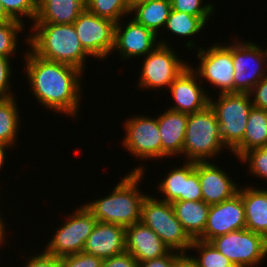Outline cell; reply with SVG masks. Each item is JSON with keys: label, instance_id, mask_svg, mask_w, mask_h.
I'll list each match as a JSON object with an SVG mask.
<instances>
[{"label": "cell", "instance_id": "6da1fadb", "mask_svg": "<svg viewBox=\"0 0 267 267\" xmlns=\"http://www.w3.org/2000/svg\"><path fill=\"white\" fill-rule=\"evenodd\" d=\"M30 91L45 108L75 119L81 103L83 72L68 64L49 61L28 50L24 54Z\"/></svg>", "mask_w": 267, "mask_h": 267}, {"label": "cell", "instance_id": "7a4b0ae2", "mask_svg": "<svg viewBox=\"0 0 267 267\" xmlns=\"http://www.w3.org/2000/svg\"><path fill=\"white\" fill-rule=\"evenodd\" d=\"M143 166H137L123 176L107 197L84 204L100 222L129 227L141 221V206L147 194L140 190Z\"/></svg>", "mask_w": 267, "mask_h": 267}, {"label": "cell", "instance_id": "3957f363", "mask_svg": "<svg viewBox=\"0 0 267 267\" xmlns=\"http://www.w3.org/2000/svg\"><path fill=\"white\" fill-rule=\"evenodd\" d=\"M31 31L25 42L34 54L85 70L90 55L82 47L73 24L34 23Z\"/></svg>", "mask_w": 267, "mask_h": 267}, {"label": "cell", "instance_id": "277c9868", "mask_svg": "<svg viewBox=\"0 0 267 267\" xmlns=\"http://www.w3.org/2000/svg\"><path fill=\"white\" fill-rule=\"evenodd\" d=\"M224 148L227 149L222 142L220 125L210 105L202 111L189 114L183 143L186 161L207 162L221 154Z\"/></svg>", "mask_w": 267, "mask_h": 267}, {"label": "cell", "instance_id": "5b68a950", "mask_svg": "<svg viewBox=\"0 0 267 267\" xmlns=\"http://www.w3.org/2000/svg\"><path fill=\"white\" fill-rule=\"evenodd\" d=\"M215 99V100H214ZM209 97L221 129V138L232 152L243 140L250 110L253 107L249 93H218V99Z\"/></svg>", "mask_w": 267, "mask_h": 267}, {"label": "cell", "instance_id": "8992f818", "mask_svg": "<svg viewBox=\"0 0 267 267\" xmlns=\"http://www.w3.org/2000/svg\"><path fill=\"white\" fill-rule=\"evenodd\" d=\"M150 195L147 194L142 202L141 222L152 229L170 250L187 253L193 239L176 218L172 204Z\"/></svg>", "mask_w": 267, "mask_h": 267}, {"label": "cell", "instance_id": "52a82bcc", "mask_svg": "<svg viewBox=\"0 0 267 267\" xmlns=\"http://www.w3.org/2000/svg\"><path fill=\"white\" fill-rule=\"evenodd\" d=\"M160 39L159 45L143 59L140 77L137 82L141 89H162L168 87L190 65L180 59L170 48V42Z\"/></svg>", "mask_w": 267, "mask_h": 267}, {"label": "cell", "instance_id": "ba28073f", "mask_svg": "<svg viewBox=\"0 0 267 267\" xmlns=\"http://www.w3.org/2000/svg\"><path fill=\"white\" fill-rule=\"evenodd\" d=\"M96 223L94 215L84 204L80 205L67 217L62 226L56 228V233L52 235L53 237L45 246L44 252L59 258L82 252Z\"/></svg>", "mask_w": 267, "mask_h": 267}, {"label": "cell", "instance_id": "9c48e42d", "mask_svg": "<svg viewBox=\"0 0 267 267\" xmlns=\"http://www.w3.org/2000/svg\"><path fill=\"white\" fill-rule=\"evenodd\" d=\"M210 242L232 263L242 267H257L267 257V239L246 228L217 236Z\"/></svg>", "mask_w": 267, "mask_h": 267}, {"label": "cell", "instance_id": "30bf717a", "mask_svg": "<svg viewBox=\"0 0 267 267\" xmlns=\"http://www.w3.org/2000/svg\"><path fill=\"white\" fill-rule=\"evenodd\" d=\"M197 57L200 64L191 69L198 75L199 80H206L213 85L218 93L233 92L234 67H233V43L223 45L218 41L208 49L197 48ZM196 69V70H195Z\"/></svg>", "mask_w": 267, "mask_h": 267}, {"label": "cell", "instance_id": "8fae6325", "mask_svg": "<svg viewBox=\"0 0 267 267\" xmlns=\"http://www.w3.org/2000/svg\"><path fill=\"white\" fill-rule=\"evenodd\" d=\"M233 67V92L249 93L261 79L267 76L265 48L255 42L239 41L236 38L233 41Z\"/></svg>", "mask_w": 267, "mask_h": 267}, {"label": "cell", "instance_id": "7c38bea8", "mask_svg": "<svg viewBox=\"0 0 267 267\" xmlns=\"http://www.w3.org/2000/svg\"><path fill=\"white\" fill-rule=\"evenodd\" d=\"M123 126L126 132L122 145L127 151L140 160H162V142L156 117L132 116Z\"/></svg>", "mask_w": 267, "mask_h": 267}, {"label": "cell", "instance_id": "4fadbf2b", "mask_svg": "<svg viewBox=\"0 0 267 267\" xmlns=\"http://www.w3.org/2000/svg\"><path fill=\"white\" fill-rule=\"evenodd\" d=\"M80 43L90 57L99 60L111 55L114 47L115 23L99 17L88 10L81 13L73 23Z\"/></svg>", "mask_w": 267, "mask_h": 267}, {"label": "cell", "instance_id": "5bb4252c", "mask_svg": "<svg viewBox=\"0 0 267 267\" xmlns=\"http://www.w3.org/2000/svg\"><path fill=\"white\" fill-rule=\"evenodd\" d=\"M246 228L245 211L239 194L211 205L204 232L197 238L210 242L217 236Z\"/></svg>", "mask_w": 267, "mask_h": 267}, {"label": "cell", "instance_id": "9a60e30c", "mask_svg": "<svg viewBox=\"0 0 267 267\" xmlns=\"http://www.w3.org/2000/svg\"><path fill=\"white\" fill-rule=\"evenodd\" d=\"M122 21L121 19L115 23L112 51L118 50L122 60L126 61L130 57L146 56L160 44L157 40L159 36L136 22L133 18L128 21L125 27Z\"/></svg>", "mask_w": 267, "mask_h": 267}, {"label": "cell", "instance_id": "2e32d148", "mask_svg": "<svg viewBox=\"0 0 267 267\" xmlns=\"http://www.w3.org/2000/svg\"><path fill=\"white\" fill-rule=\"evenodd\" d=\"M202 83L198 75L188 66L169 86L168 90L175 105L168 109L186 114L205 109L209 105L210 95L207 90H203Z\"/></svg>", "mask_w": 267, "mask_h": 267}, {"label": "cell", "instance_id": "e0dca14e", "mask_svg": "<svg viewBox=\"0 0 267 267\" xmlns=\"http://www.w3.org/2000/svg\"><path fill=\"white\" fill-rule=\"evenodd\" d=\"M195 171L201 186L202 199L208 205H215L238 194L239 185L217 164L195 162Z\"/></svg>", "mask_w": 267, "mask_h": 267}, {"label": "cell", "instance_id": "ac0fdd59", "mask_svg": "<svg viewBox=\"0 0 267 267\" xmlns=\"http://www.w3.org/2000/svg\"><path fill=\"white\" fill-rule=\"evenodd\" d=\"M126 251V228L117 224L97 221L86 240L83 252L108 259Z\"/></svg>", "mask_w": 267, "mask_h": 267}, {"label": "cell", "instance_id": "d6986e66", "mask_svg": "<svg viewBox=\"0 0 267 267\" xmlns=\"http://www.w3.org/2000/svg\"><path fill=\"white\" fill-rule=\"evenodd\" d=\"M126 251L140 263L162 257L170 249L152 229L140 221L126 227Z\"/></svg>", "mask_w": 267, "mask_h": 267}, {"label": "cell", "instance_id": "ffe728a7", "mask_svg": "<svg viewBox=\"0 0 267 267\" xmlns=\"http://www.w3.org/2000/svg\"><path fill=\"white\" fill-rule=\"evenodd\" d=\"M188 118L189 114L173 111L168 108L157 116L162 142V158L171 156L181 157L183 155V143Z\"/></svg>", "mask_w": 267, "mask_h": 267}, {"label": "cell", "instance_id": "44dd1931", "mask_svg": "<svg viewBox=\"0 0 267 267\" xmlns=\"http://www.w3.org/2000/svg\"><path fill=\"white\" fill-rule=\"evenodd\" d=\"M245 211L246 229L263 235L267 239V188L240 187Z\"/></svg>", "mask_w": 267, "mask_h": 267}, {"label": "cell", "instance_id": "7402d4cb", "mask_svg": "<svg viewBox=\"0 0 267 267\" xmlns=\"http://www.w3.org/2000/svg\"><path fill=\"white\" fill-rule=\"evenodd\" d=\"M87 10V0H37L34 23L73 24Z\"/></svg>", "mask_w": 267, "mask_h": 267}, {"label": "cell", "instance_id": "603a6c76", "mask_svg": "<svg viewBox=\"0 0 267 267\" xmlns=\"http://www.w3.org/2000/svg\"><path fill=\"white\" fill-rule=\"evenodd\" d=\"M176 218L192 239H197L207 223L210 205L201 201L179 200L171 203Z\"/></svg>", "mask_w": 267, "mask_h": 267}, {"label": "cell", "instance_id": "cb8c5ba5", "mask_svg": "<svg viewBox=\"0 0 267 267\" xmlns=\"http://www.w3.org/2000/svg\"><path fill=\"white\" fill-rule=\"evenodd\" d=\"M267 147V111L252 107L242 142L231 152L240 159L246 152Z\"/></svg>", "mask_w": 267, "mask_h": 267}, {"label": "cell", "instance_id": "d4e9b609", "mask_svg": "<svg viewBox=\"0 0 267 267\" xmlns=\"http://www.w3.org/2000/svg\"><path fill=\"white\" fill-rule=\"evenodd\" d=\"M170 11V0H150L133 7L130 10V15L133 14L132 18L136 22L158 36L159 30H163L165 27Z\"/></svg>", "mask_w": 267, "mask_h": 267}, {"label": "cell", "instance_id": "484cf974", "mask_svg": "<svg viewBox=\"0 0 267 267\" xmlns=\"http://www.w3.org/2000/svg\"><path fill=\"white\" fill-rule=\"evenodd\" d=\"M183 166L171 169L168 175L157 184L159 192L163 194V201L172 203L179 201L184 194L185 181L195 170V162L185 161Z\"/></svg>", "mask_w": 267, "mask_h": 267}, {"label": "cell", "instance_id": "4316f807", "mask_svg": "<svg viewBox=\"0 0 267 267\" xmlns=\"http://www.w3.org/2000/svg\"><path fill=\"white\" fill-rule=\"evenodd\" d=\"M16 97L0 98V143L10 147L16 144L20 115Z\"/></svg>", "mask_w": 267, "mask_h": 267}, {"label": "cell", "instance_id": "83f0119b", "mask_svg": "<svg viewBox=\"0 0 267 267\" xmlns=\"http://www.w3.org/2000/svg\"><path fill=\"white\" fill-rule=\"evenodd\" d=\"M208 20H210L209 17H196L171 9L164 28L172 35L188 38L201 33Z\"/></svg>", "mask_w": 267, "mask_h": 267}, {"label": "cell", "instance_id": "f1b7e54d", "mask_svg": "<svg viewBox=\"0 0 267 267\" xmlns=\"http://www.w3.org/2000/svg\"><path fill=\"white\" fill-rule=\"evenodd\" d=\"M87 10L99 17L119 22L123 17L130 16L127 0H87Z\"/></svg>", "mask_w": 267, "mask_h": 267}, {"label": "cell", "instance_id": "f546056e", "mask_svg": "<svg viewBox=\"0 0 267 267\" xmlns=\"http://www.w3.org/2000/svg\"><path fill=\"white\" fill-rule=\"evenodd\" d=\"M190 250H196L200 253L196 257L192 256L199 267H223L232 263L211 242L193 239Z\"/></svg>", "mask_w": 267, "mask_h": 267}, {"label": "cell", "instance_id": "4dcf8cb0", "mask_svg": "<svg viewBox=\"0 0 267 267\" xmlns=\"http://www.w3.org/2000/svg\"><path fill=\"white\" fill-rule=\"evenodd\" d=\"M24 27V23L14 19L0 24V56L11 58L14 55L19 45L18 33L22 32Z\"/></svg>", "mask_w": 267, "mask_h": 267}, {"label": "cell", "instance_id": "1f68e13d", "mask_svg": "<svg viewBox=\"0 0 267 267\" xmlns=\"http://www.w3.org/2000/svg\"><path fill=\"white\" fill-rule=\"evenodd\" d=\"M6 13L14 20L25 23L24 16L35 21L37 15V0H0ZM22 17V18H21Z\"/></svg>", "mask_w": 267, "mask_h": 267}, {"label": "cell", "instance_id": "d6a6232c", "mask_svg": "<svg viewBox=\"0 0 267 267\" xmlns=\"http://www.w3.org/2000/svg\"><path fill=\"white\" fill-rule=\"evenodd\" d=\"M239 160L248 163V172L267 181V147L256 148L246 152Z\"/></svg>", "mask_w": 267, "mask_h": 267}, {"label": "cell", "instance_id": "836d02e7", "mask_svg": "<svg viewBox=\"0 0 267 267\" xmlns=\"http://www.w3.org/2000/svg\"><path fill=\"white\" fill-rule=\"evenodd\" d=\"M170 2L172 10L185 12L196 17H210L215 12L214 3L204 4L203 0H170Z\"/></svg>", "mask_w": 267, "mask_h": 267}, {"label": "cell", "instance_id": "e575fe53", "mask_svg": "<svg viewBox=\"0 0 267 267\" xmlns=\"http://www.w3.org/2000/svg\"><path fill=\"white\" fill-rule=\"evenodd\" d=\"M102 261L101 258L82 251L60 257L59 267H101Z\"/></svg>", "mask_w": 267, "mask_h": 267}, {"label": "cell", "instance_id": "d590c367", "mask_svg": "<svg viewBox=\"0 0 267 267\" xmlns=\"http://www.w3.org/2000/svg\"><path fill=\"white\" fill-rule=\"evenodd\" d=\"M11 65V58L0 56V98L16 96L11 91L12 83H10V76H12L13 72Z\"/></svg>", "mask_w": 267, "mask_h": 267}, {"label": "cell", "instance_id": "8d00e7d4", "mask_svg": "<svg viewBox=\"0 0 267 267\" xmlns=\"http://www.w3.org/2000/svg\"><path fill=\"white\" fill-rule=\"evenodd\" d=\"M180 200L201 201L202 193L198 173L194 170L186 179L184 194Z\"/></svg>", "mask_w": 267, "mask_h": 267}, {"label": "cell", "instance_id": "74e56055", "mask_svg": "<svg viewBox=\"0 0 267 267\" xmlns=\"http://www.w3.org/2000/svg\"><path fill=\"white\" fill-rule=\"evenodd\" d=\"M253 107L267 111V76L261 79L249 92Z\"/></svg>", "mask_w": 267, "mask_h": 267}, {"label": "cell", "instance_id": "f35d334b", "mask_svg": "<svg viewBox=\"0 0 267 267\" xmlns=\"http://www.w3.org/2000/svg\"><path fill=\"white\" fill-rule=\"evenodd\" d=\"M34 256H30L24 267H59V257L48 254L46 252L35 253Z\"/></svg>", "mask_w": 267, "mask_h": 267}, {"label": "cell", "instance_id": "ab89813d", "mask_svg": "<svg viewBox=\"0 0 267 267\" xmlns=\"http://www.w3.org/2000/svg\"><path fill=\"white\" fill-rule=\"evenodd\" d=\"M101 267H138L137 260L127 251L104 259Z\"/></svg>", "mask_w": 267, "mask_h": 267}, {"label": "cell", "instance_id": "60d3db41", "mask_svg": "<svg viewBox=\"0 0 267 267\" xmlns=\"http://www.w3.org/2000/svg\"><path fill=\"white\" fill-rule=\"evenodd\" d=\"M181 253L170 250L166 255L138 263V267H173L176 258Z\"/></svg>", "mask_w": 267, "mask_h": 267}, {"label": "cell", "instance_id": "b9f144b4", "mask_svg": "<svg viewBox=\"0 0 267 267\" xmlns=\"http://www.w3.org/2000/svg\"><path fill=\"white\" fill-rule=\"evenodd\" d=\"M190 253H181L173 265V267H199L198 263L193 259Z\"/></svg>", "mask_w": 267, "mask_h": 267}, {"label": "cell", "instance_id": "7bdbcfd3", "mask_svg": "<svg viewBox=\"0 0 267 267\" xmlns=\"http://www.w3.org/2000/svg\"><path fill=\"white\" fill-rule=\"evenodd\" d=\"M8 148H10V146L0 143V170L6 161V151Z\"/></svg>", "mask_w": 267, "mask_h": 267}, {"label": "cell", "instance_id": "ee69618b", "mask_svg": "<svg viewBox=\"0 0 267 267\" xmlns=\"http://www.w3.org/2000/svg\"><path fill=\"white\" fill-rule=\"evenodd\" d=\"M13 20L5 11L2 3L0 2V24L7 23Z\"/></svg>", "mask_w": 267, "mask_h": 267}, {"label": "cell", "instance_id": "f6af8a7d", "mask_svg": "<svg viewBox=\"0 0 267 267\" xmlns=\"http://www.w3.org/2000/svg\"><path fill=\"white\" fill-rule=\"evenodd\" d=\"M1 214V213H0ZM2 216L0 215V244L2 245V243L4 244V242H5V238H6V236L7 235H5L6 233V228H5V224H4V220H3V218H1Z\"/></svg>", "mask_w": 267, "mask_h": 267}, {"label": "cell", "instance_id": "bcb514c9", "mask_svg": "<svg viewBox=\"0 0 267 267\" xmlns=\"http://www.w3.org/2000/svg\"><path fill=\"white\" fill-rule=\"evenodd\" d=\"M128 1V4H129V8L130 10L139 5V4H142V3H146V2H149L150 0H127Z\"/></svg>", "mask_w": 267, "mask_h": 267}, {"label": "cell", "instance_id": "7dc6e473", "mask_svg": "<svg viewBox=\"0 0 267 267\" xmlns=\"http://www.w3.org/2000/svg\"><path fill=\"white\" fill-rule=\"evenodd\" d=\"M223 267H242V266H240L239 264H236V263H231V264L225 265Z\"/></svg>", "mask_w": 267, "mask_h": 267}]
</instances>
